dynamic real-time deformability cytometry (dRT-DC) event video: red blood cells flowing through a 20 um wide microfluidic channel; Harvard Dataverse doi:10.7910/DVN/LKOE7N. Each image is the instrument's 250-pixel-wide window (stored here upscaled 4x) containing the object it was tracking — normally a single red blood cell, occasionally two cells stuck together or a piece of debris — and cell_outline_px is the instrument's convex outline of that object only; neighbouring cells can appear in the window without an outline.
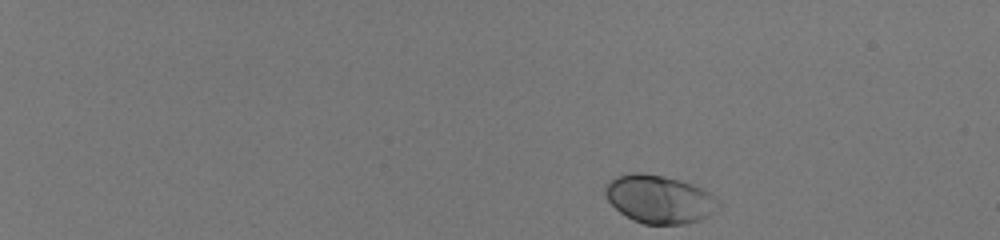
{"species": "human", "species_latin": "Homo sapiens", "temperature_condition": "room temperature", "stored_images_in_passage": 47, "camera_frame_rate_fps": 3000, "um_per_image_px": 0.085, "donor": {"sex": "male"}, "frame": {"image": 1, "passage_image": 1, "time_ms": 0.0, "image_size_px": [1000, 240], "cell_outline_px": [[720, 204], [708, 216], [700, 220], [684, 224], [644, 224], [632, 220], [620, 212], [608, 200], [604, 192], [604, 188], [616, 176], [632, 172], [640, 172], [664, 176], [680, 180], [692, 184], [708, 192], [720, 200]], "centroid_in_image_um": [56.04, 16.93], "position_along_channel_um": 29.0, "area_um2": 31.62}}
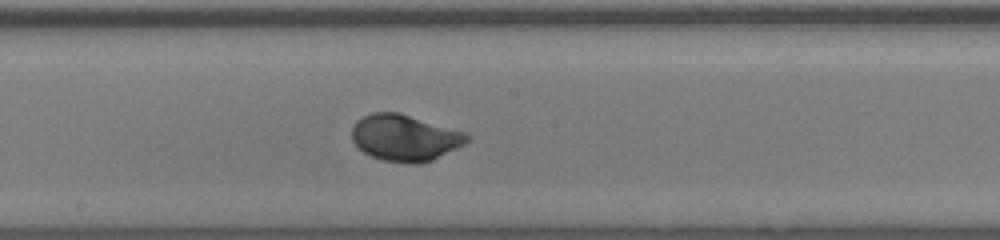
{"frame": {"image": 2, "passage_image": 27, "time_ms": 8.667, "image_size_px": [1000, 240], "cell_outline_px": [[472, 136], [464, 144], [432, 160], [420, 164], [408, 164], [380, 160], [364, 152], [352, 140], [352, 128], [356, 120], [372, 112], [400, 112], [464, 132]], "centroid_in_image_um": [34.4, 11.71], "position_along_channel_um": 213.8, "area_um2": 31.15}}
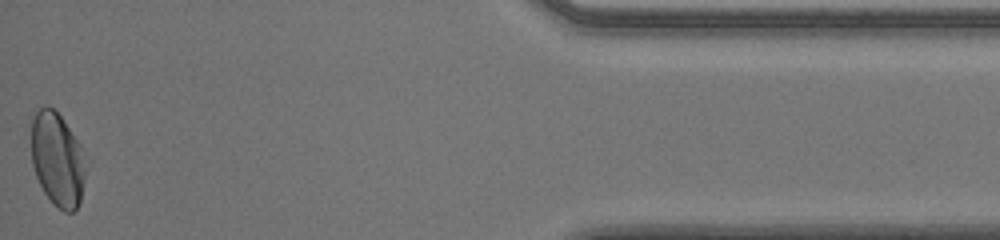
{"frame": {"image": 3, "passage_image": 47, "time_ms": 15.333, "image_size_px": [1000, 240], "cell_outline_px": [[84, 180], [80, 200], [76, 208], [72, 212], [64, 212], [44, 192], [36, 176], [32, 164], [32, 120], [36, 112], [44, 104], [48, 104], [60, 116], [80, 144], [84, 172]], "centroid_in_image_um": [4.85, 13.52], "position_along_channel_um": 430.3, "area_um2": 28.96}, "authors_computed_cell_mechanics": {"area_um2": 30.5184, "velocity_mm_per_s": 4.0296, "shape_relaxation_time_tau1_ms": 1.8749, "shape_relaxation_time_tau2_ms": null, "deformation_change_tau1": 0.1173, "deformation_change_tau2": null}}